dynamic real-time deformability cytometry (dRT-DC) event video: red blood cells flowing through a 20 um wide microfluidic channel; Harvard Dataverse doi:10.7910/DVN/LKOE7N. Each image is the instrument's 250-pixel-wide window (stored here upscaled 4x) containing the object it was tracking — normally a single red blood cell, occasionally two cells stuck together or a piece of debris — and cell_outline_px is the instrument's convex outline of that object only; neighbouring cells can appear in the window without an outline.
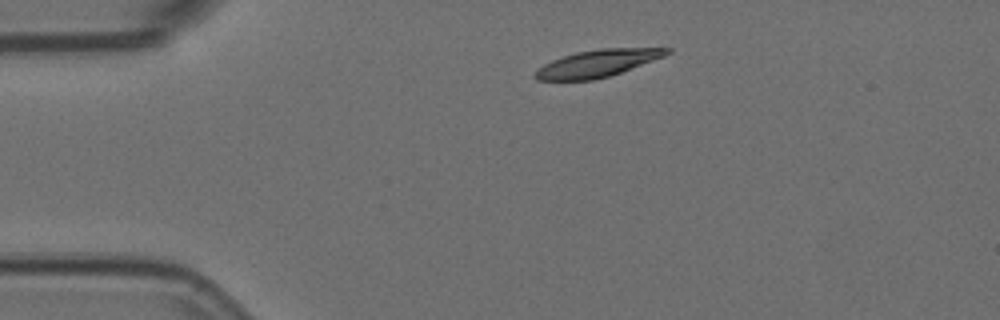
{"species": "Egyptian fruit bat (a non-hibernating species)", "species_latin": "Rousettus aegyptiacus", "temperature_condition": "room temperature", "stored_images_in_passage": 3, "camera_frame_rate_fps": 3000, "um_per_image_px": 0.085, "animal": {"sex": "female"}, "frame": {"image": 1, "passage_image": 1, "time_ms": 0.0, "image_size_px": [1000, 320], "cell_outline_px": [[672, 52], [664, 56], [620, 72], [608, 76], [592, 80], [536, 80], [532, 76], [544, 64], [552, 60], [576, 52], [600, 48], [672, 48]], "centroid_in_image_um": [50.77, 5.38], "position_along_channel_um": 34.2, "area_um2": 20.52}}
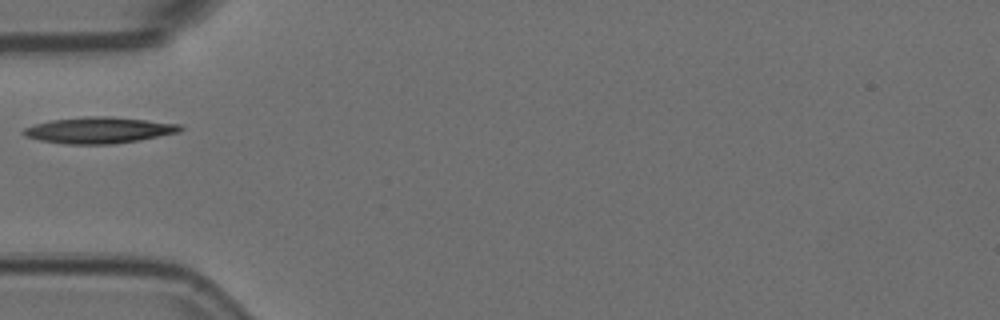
{"frame": {"image": 2, "passage_image": 3, "time_ms": 0.667, "image_size_px": [1000, 320], "cell_outline_px": [[184, 128], [180, 132], [140, 140], [112, 144], [64, 144], [40, 140], [24, 136], [20, 132], [24, 128], [36, 124], [52, 120], [84, 116], [112, 116], [184, 124]], "centroid_in_image_um": [8.46, 11.06], "position_along_channel_um": 76.5, "area_um2": 24.22}}